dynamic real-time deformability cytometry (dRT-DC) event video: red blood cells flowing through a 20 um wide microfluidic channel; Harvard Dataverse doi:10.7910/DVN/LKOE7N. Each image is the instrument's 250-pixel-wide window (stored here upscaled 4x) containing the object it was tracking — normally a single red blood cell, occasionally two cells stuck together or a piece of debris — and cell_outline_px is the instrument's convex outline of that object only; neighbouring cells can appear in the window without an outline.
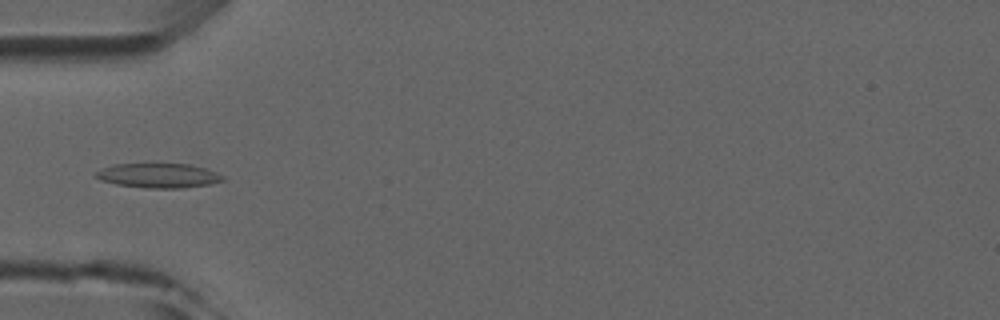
{"species": "common noctule bat (a hibernating species)", "species_latin": "Nyctalus noctula", "temperature_condition": "room temperature", "stored_images_in_passage": 4, "camera_frame_rate_fps": 3000, "um_per_image_px": 0.085, "animal": {"sex": "male", "forearm_length_mm": 52.5}, "frame": {"image": 1, "passage_image": 3, "time_ms": 2.333, "image_size_px": [1000, 320], "cell_outline_px": [[224, 180], [208, 184], [180, 188], [144, 188], [116, 184], [100, 180], [92, 176], [100, 168], [116, 164], [188, 164], [204, 168], [216, 172], [224, 176]], "centroid_in_image_um": [13.41, 14.92], "position_along_channel_um": 71.6, "area_um2": 18.09}}
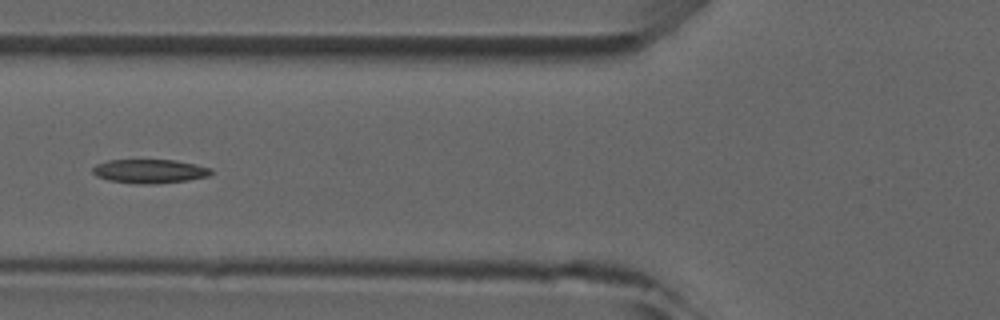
{"frame": {"image": 2, "passage_image": 4, "time_ms": 3.333, "image_size_px": [1000, 320], "cell_outline_px": [[212, 172], [208, 176], [188, 180], [152, 184], [136, 184], [108, 180], [96, 176], [92, 172], [92, 168], [96, 164], [108, 160], [176, 160], [196, 164], [212, 168]], "centroid_in_image_um": [12.71, 14.55], "position_along_channel_um": 113.1, "area_um2": 16.59}}